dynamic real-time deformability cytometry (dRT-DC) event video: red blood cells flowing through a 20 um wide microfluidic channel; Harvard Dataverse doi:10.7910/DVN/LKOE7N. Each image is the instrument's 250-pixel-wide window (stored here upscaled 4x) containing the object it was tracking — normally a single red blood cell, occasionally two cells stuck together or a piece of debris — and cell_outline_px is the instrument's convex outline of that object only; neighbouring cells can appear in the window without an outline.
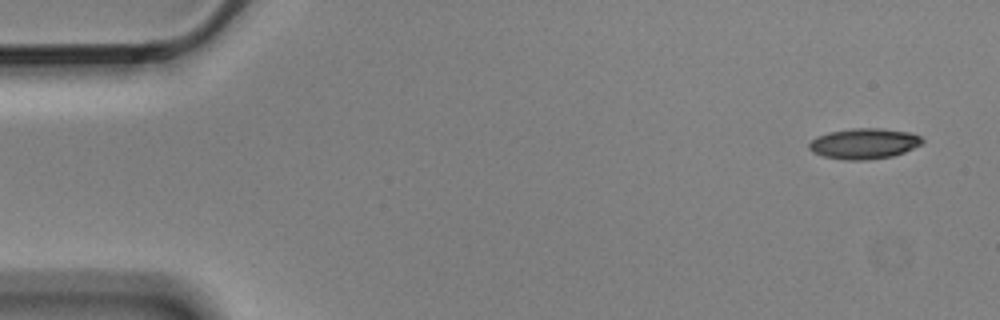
{"species": "Egyptian fruit bat (a non-hibernating species)", "species_latin": "Rousettus aegyptiacus", "temperature_condition": "cold", "stored_images_in_passage": 4, "camera_frame_rate_fps": 3000, "um_per_image_px": 0.085, "animal": {"sex": "male"}, "frame": {"image": 1, "passage_image": 1, "time_ms": 0.0, "image_size_px": [1000, 320], "cell_outline_px": [[924, 140], [920, 144], [904, 152], [892, 156], [864, 160], [844, 160], [824, 156], [812, 152], [808, 148], [808, 144], [816, 136], [828, 132], [852, 128], [880, 128], [908, 132], [920, 136]], "centroid_in_image_um": [73.4, 12.2], "position_along_channel_um": 11.6, "area_um2": 20.11}}
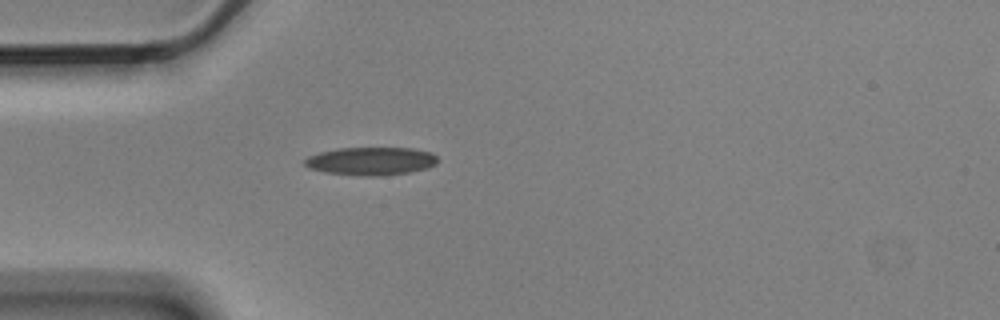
{"frame": {"image": 2, "passage_image": 4, "time_ms": 1.0, "image_size_px": [1000, 320], "cell_outline_px": [[436, 164], [428, 168], [408, 172], [384, 176], [360, 176], [324, 172], [308, 168], [304, 164], [304, 160], [308, 156], [320, 152], [336, 148], [412, 148], [432, 152], [436, 156]], "centroid_in_image_um": [31.51, 13.7], "position_along_channel_um": 53.5, "area_um2": 21.91}}